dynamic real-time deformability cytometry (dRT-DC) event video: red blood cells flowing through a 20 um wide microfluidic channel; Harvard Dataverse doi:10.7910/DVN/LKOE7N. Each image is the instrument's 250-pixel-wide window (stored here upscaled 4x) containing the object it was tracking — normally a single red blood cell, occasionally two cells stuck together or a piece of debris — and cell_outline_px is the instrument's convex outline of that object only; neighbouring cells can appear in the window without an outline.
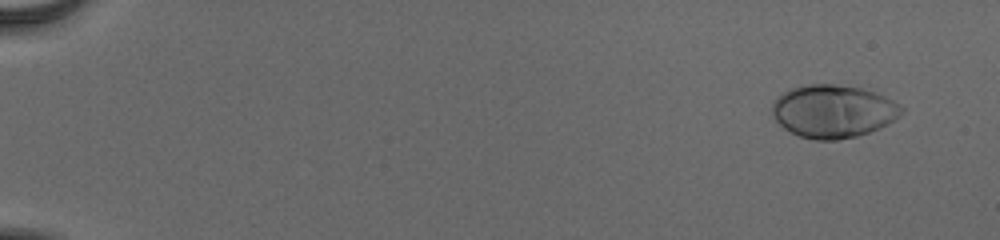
{"species": "human", "species_latin": "Homo sapiens", "temperature_condition": "cold", "stored_images_in_passage": 55, "camera_frame_rate_fps": 3000, "um_per_image_px": 0.085, "donor": {"sex": "male"}, "frame": {"image": 1, "passage_image": 4, "time_ms": 1.0, "image_size_px": [1000, 240], "cell_outline_px": [[904, 108], [900, 116], [888, 124], [880, 128], [856, 136], [836, 140], [816, 140], [800, 136], [784, 128], [772, 116], [772, 104], [784, 92], [792, 88], [808, 84], [836, 84], [860, 88], [884, 96], [900, 104]], "centroid_in_image_um": [70.83, 9.46], "position_along_channel_um": 14.2, "area_um2": 39.65}}
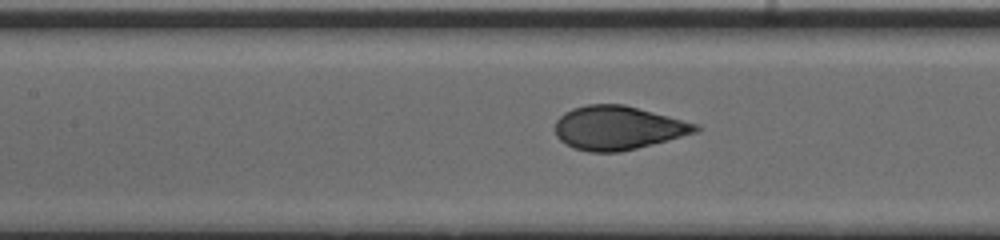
{"frame": {"image": 2, "passage_image": 28, "time_ms": 9.0, "image_size_px": [1000, 240], "cell_outline_px": [[700, 128], [696, 132], [652, 144], [620, 152], [588, 152], [572, 148], [560, 140], [556, 136], [556, 120], [564, 112], [572, 108], [588, 104], [624, 104], [700, 124]], "centroid_in_image_um": [52.51, 10.86], "position_along_channel_um": 154.9, "area_um2": 35.84}}
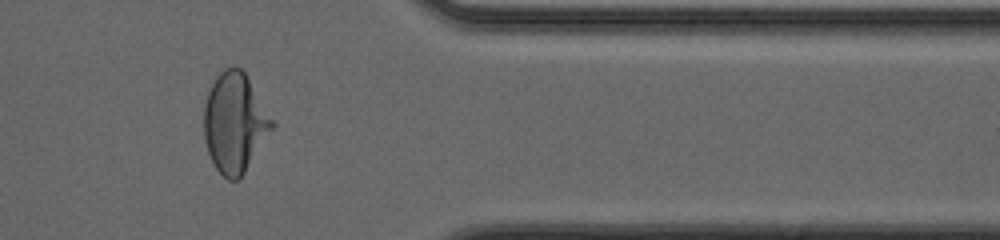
{"frame": {"image": 3, "passage_image": 47, "time_ms": 15.333, "image_size_px": [1000, 240], "cell_outline_px": [[276, 124], [244, 172], [236, 180], [228, 180], [216, 168], [208, 152], [204, 140], [204, 104], [208, 92], [216, 76], [224, 68], [240, 68], [244, 72]], "centroid_in_image_um": [19.94, 10.43], "position_along_channel_um": 391.5, "area_um2": 38.96}, "authors_computed_cell_mechanics": {"area_um2": 37.6856, "velocity_mm_per_s": 3.9034, "shape_relaxation_time_tau1_ms": 4.2251, "shape_relaxation_time_tau2_ms": null, "deformation_change_tau1": 0.1995, "deformation_change_tau2": null}}